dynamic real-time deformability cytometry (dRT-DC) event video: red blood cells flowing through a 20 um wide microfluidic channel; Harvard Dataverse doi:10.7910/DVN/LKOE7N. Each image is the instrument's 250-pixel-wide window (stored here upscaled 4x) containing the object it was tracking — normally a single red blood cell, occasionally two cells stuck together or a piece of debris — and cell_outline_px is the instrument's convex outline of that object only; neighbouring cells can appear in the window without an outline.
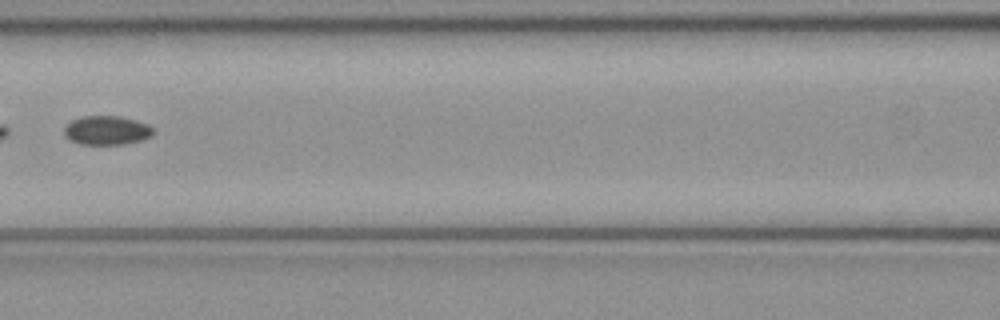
{"species": "common noctule bat (a hibernating species)", "species_latin": "Nyctalus noctula", "temperature_condition": "cold", "stored_images_in_passage": 6, "camera_frame_rate_fps": 3000, "um_per_image_px": 0.085, "animal": {"sex": "female", "body_mass_g": 21.9}, "frame": {"image": 1, "passage_image": 6, "time_ms": 1.667, "image_size_px": [1000, 320], "cell_outline_px": [[156, 132], [152, 136], [140, 140], [124, 144], [80, 144], [64, 136], [64, 128], [72, 120], [80, 116], [120, 116], [136, 120], [148, 124]], "centroid_in_image_um": [9.09, 11.07], "position_along_channel_um": 157.5, "area_um2": 15.09}}